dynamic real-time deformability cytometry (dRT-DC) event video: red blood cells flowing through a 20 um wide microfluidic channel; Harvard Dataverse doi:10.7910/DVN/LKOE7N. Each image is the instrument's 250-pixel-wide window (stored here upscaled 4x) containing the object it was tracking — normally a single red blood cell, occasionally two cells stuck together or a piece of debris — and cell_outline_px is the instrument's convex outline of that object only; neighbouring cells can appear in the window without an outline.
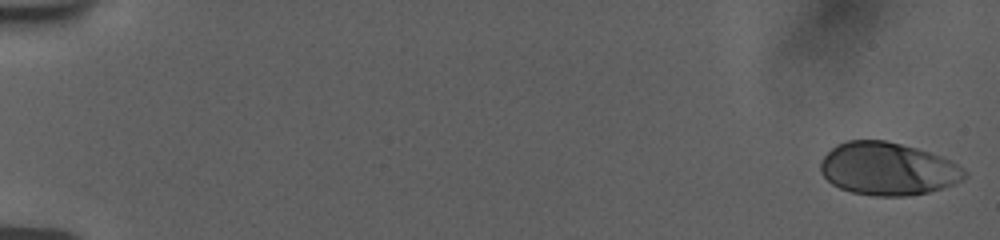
{"species": "human", "species_latin": "Homo sapiens", "temperature_condition": "room temperature", "stored_images_in_passage": 55, "camera_frame_rate_fps": 3000, "um_per_image_px": 0.085, "donor": {"sex": "female"}, "frame": {"image": 1, "passage_image": 1, "time_ms": 0.0, "image_size_px": [1000, 240], "cell_outline_px": [[968, 176], [964, 180], [928, 192], [908, 196], [876, 196], [852, 192], [840, 188], [832, 184], [820, 172], [820, 164], [824, 156], [836, 144], [848, 140], [884, 140], [916, 148], [940, 156], [964, 168], [968, 172]], "centroid_in_image_um": [75.46, 14.35], "position_along_channel_um": 9.5, "area_um2": 44.16}}
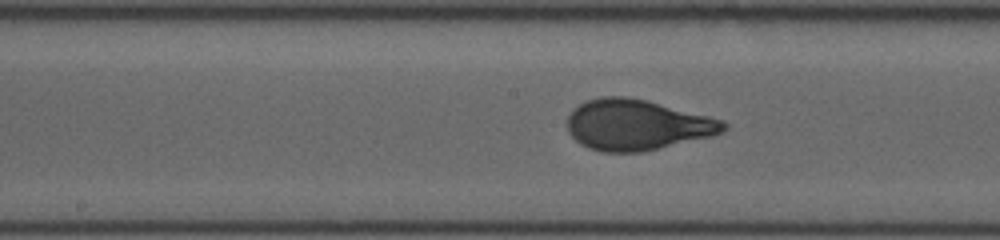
{"frame": {"image": 2, "passage_image": 30, "time_ms": 9.667, "image_size_px": [1000, 240], "cell_outline_px": [[728, 128], [712, 136], [644, 152], [604, 152], [588, 148], [580, 144], [568, 132], [568, 116], [580, 104], [588, 100], [600, 96], [628, 96], [648, 100], [708, 116], [720, 120], [728, 124]], "centroid_in_image_um": [54.14, 10.61], "position_along_channel_um": 194.1, "area_um2": 46.07}}
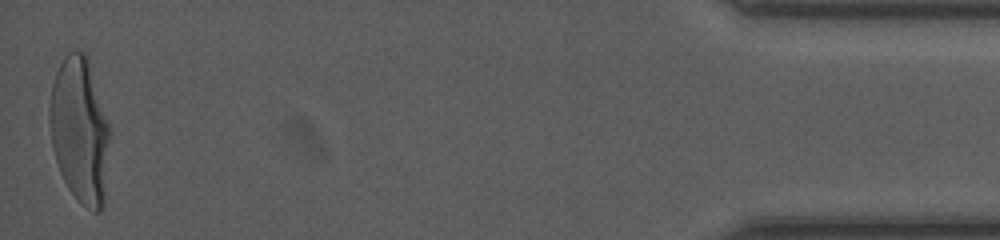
{"frame": {"image": 3, "passage_image": 55, "time_ms": 18.0, "image_size_px": [1000, 240], "cell_outline_px": [[112, 132], [104, 204], [100, 212], [92, 212], [80, 204], [68, 188], [60, 172], [52, 148], [48, 120], [48, 108], [52, 84], [56, 72], [64, 56], [68, 52], [84, 52], [88, 56]], "centroid_in_image_um": [6.81, 11.11], "position_along_channel_um": 428.4, "area_um2": 52.37}, "authors_computed_cell_mechanics": {"area_um2": 44.8528, "velocity_mm_per_s": 3.7656, "shape_relaxation_time_tau1_ms": 3.6274, "shape_relaxation_time_tau2_ms": null, "deformation_change_tau1": 0.1971, "deformation_change_tau2": null}}